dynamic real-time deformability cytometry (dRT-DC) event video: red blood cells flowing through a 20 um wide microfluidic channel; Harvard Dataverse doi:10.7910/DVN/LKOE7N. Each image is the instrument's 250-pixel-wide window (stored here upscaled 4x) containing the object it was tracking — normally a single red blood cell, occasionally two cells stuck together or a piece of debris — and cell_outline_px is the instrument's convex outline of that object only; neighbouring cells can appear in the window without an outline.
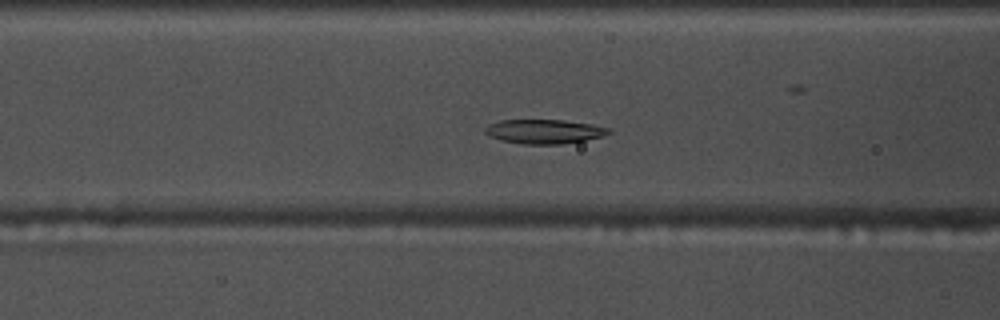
{"species": "common noctule bat (a hibernating species)", "species_latin": "Nyctalus noctula", "temperature_condition": "warm", "stored_images_in_passage": 56, "camera_frame_rate_fps": 3000, "um_per_image_px": 0.085, "animal": {"sex": "male", "body_mass_g": 17.5, "forearm_length_mm": 52.3}, "frame": {"image": 1, "passage_image": 22, "time_ms": 7.0, "image_size_px": [1000, 320], "cell_outline_px": [[612, 132], [604, 136], [584, 140], [560, 144], [524, 144], [504, 140], [488, 136], [484, 132], [484, 128], [488, 124], [500, 120], [564, 120], [592, 124], [612, 128]], "centroid_in_image_um": [46.28, 11.17], "position_along_channel_um": 120.3, "area_um2": 17.51}}
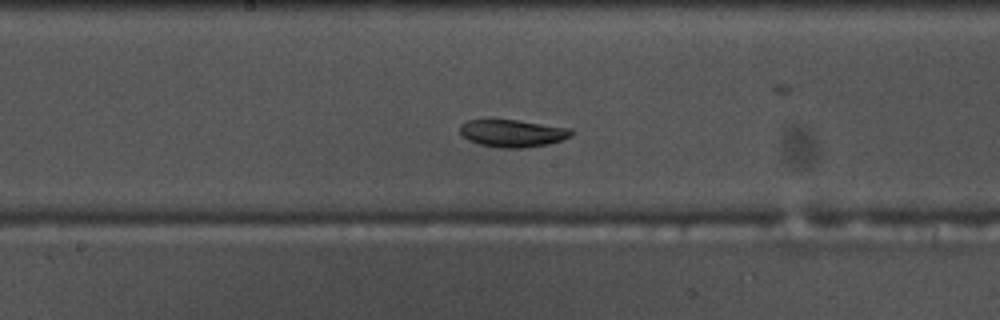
{"frame": {"image": 2, "passage_image": 29, "time_ms": 9.333, "image_size_px": [1000, 320], "cell_outline_px": [[572, 136], [548, 144], [524, 148], [500, 148], [480, 144], [468, 140], [460, 132], [460, 124], [464, 120], [488, 116], [572, 128]], "centroid_in_image_um": [43.48, 11.28], "position_along_channel_um": 204.7, "area_um2": 18.5}}
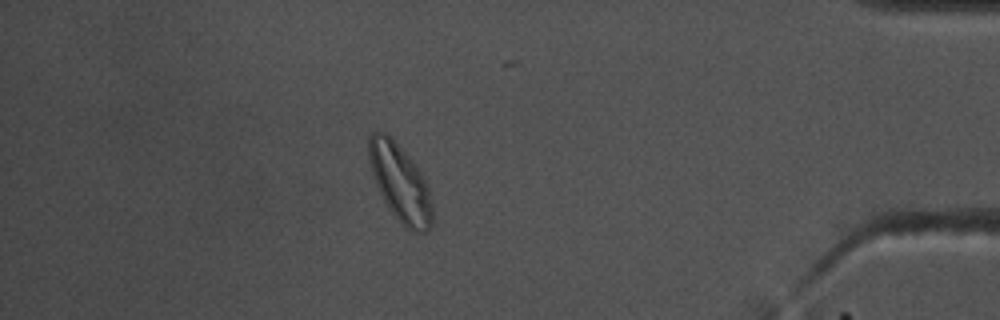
{"frame": {"image": 3, "passage_image": 49, "time_ms": 16.0, "image_size_px": [1000, 320], "cell_outline_px": [[432, 224], [424, 232], [412, 232], [400, 224], [388, 208], [376, 184], [368, 160], [368, 136], [372, 132], [384, 132], [416, 164], [428, 188], [432, 204]], "centroid_in_image_um": [33.99, 15.58], "position_along_channel_um": 401.2, "area_um2": 28.26}, "authors_computed_cell_mechanics": {"area_um2": 20.0566, "velocity_mm_per_s": 3.6278, "shape_relaxation_time_tau1_ms": 6.5343, "shape_relaxation_time_tau2_ms": 3.0725, "deformation_change_tau1": 0.1642, "deformation_change_tau2": 0.0724}}